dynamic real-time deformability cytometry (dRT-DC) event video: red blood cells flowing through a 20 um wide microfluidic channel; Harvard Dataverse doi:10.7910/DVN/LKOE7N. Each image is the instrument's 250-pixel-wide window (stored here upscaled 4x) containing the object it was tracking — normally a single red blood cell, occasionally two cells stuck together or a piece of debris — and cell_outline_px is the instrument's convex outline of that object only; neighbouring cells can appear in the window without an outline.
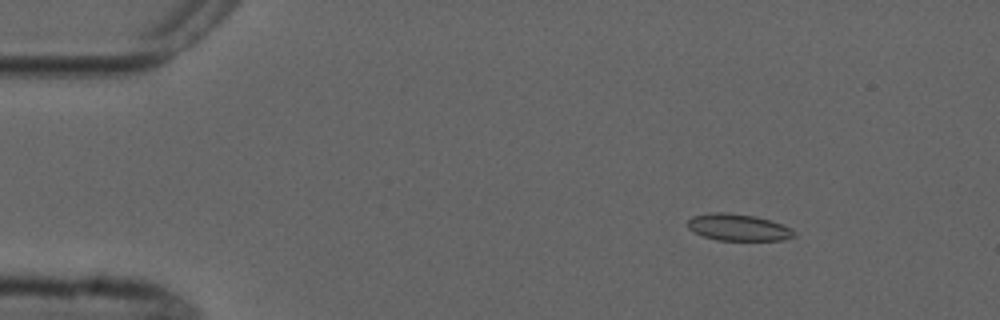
{"species": "common noctule bat (a hibernating species)", "species_latin": "Nyctalus noctula", "temperature_condition": "cold", "stored_images_in_passage": 7, "camera_frame_rate_fps": 3000, "um_per_image_px": 0.085, "animal": {"sex": "male", "forearm_length_mm": 52.5}, "frame": {"image": 1, "passage_image": 3, "time_ms": 2.333, "image_size_px": [1000, 320], "cell_outline_px": [[796, 236], [780, 240], [716, 240], [704, 236], [688, 228], [688, 220], [692, 216], [712, 212], [728, 212], [756, 216], [792, 228], [796, 232]], "centroid_in_image_um": [62.75, 19.32], "position_along_channel_um": 22.2, "area_um2": 16.53}}
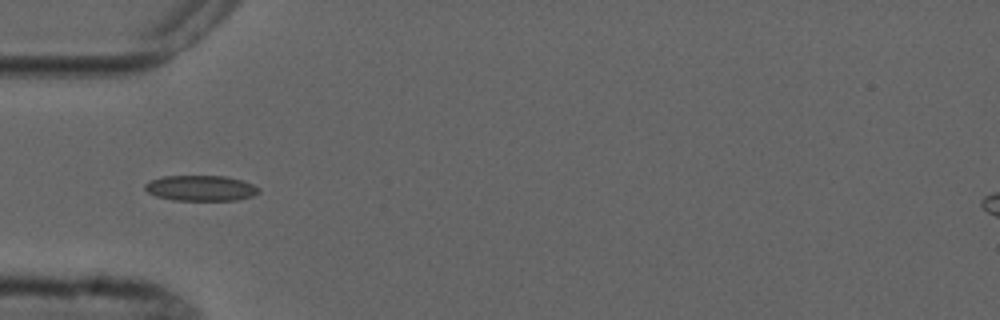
{"frame": {"image": 2, "passage_image": 6, "time_ms": 5.667, "image_size_px": [1000, 320], "cell_outline_px": [[260, 192], [252, 196], [236, 200], [172, 200], [156, 196], [148, 192], [144, 188], [144, 184], [152, 180], [164, 176], [224, 176], [244, 180], [260, 188]], "centroid_in_image_um": [17.09, 15.99], "position_along_channel_um": 67.9, "area_um2": 16.94}}
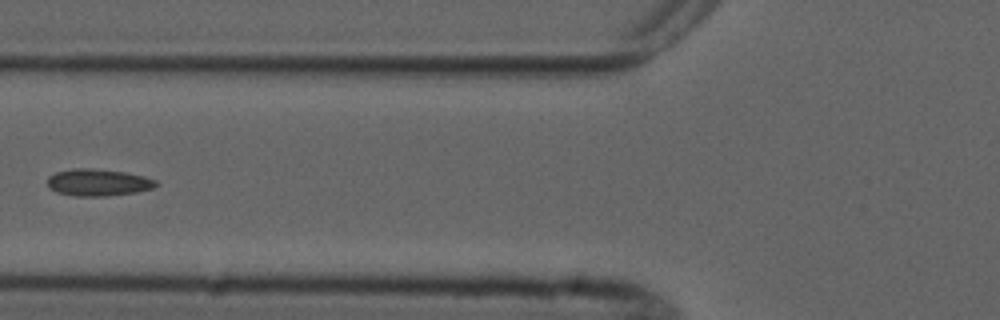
{"frame": {"image": 3, "passage_image": 7, "time_ms": 7.0, "image_size_px": [1000, 320], "cell_outline_px": [[160, 184], [152, 188], [136, 192], [108, 196], [76, 196], [56, 192], [48, 188], [48, 176], [56, 172], [72, 168], [88, 168], [124, 172], [144, 176], [156, 180]], "centroid_in_image_um": [8.33, 15.51], "position_along_channel_um": 117.5, "area_um2": 17.11}}